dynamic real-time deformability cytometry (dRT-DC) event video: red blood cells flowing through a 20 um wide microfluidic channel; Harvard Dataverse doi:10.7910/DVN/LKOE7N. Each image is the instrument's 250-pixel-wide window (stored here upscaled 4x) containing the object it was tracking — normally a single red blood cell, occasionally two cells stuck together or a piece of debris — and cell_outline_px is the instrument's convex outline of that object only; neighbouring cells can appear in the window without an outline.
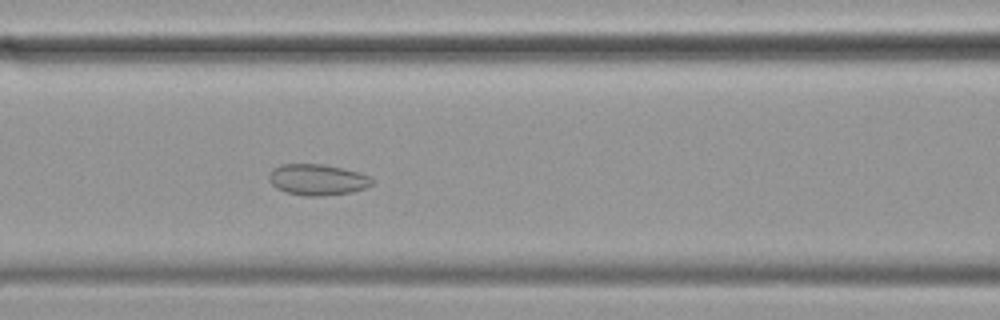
{"species": "common noctule bat (a hibernating species)", "species_latin": "Nyctalus noctula", "temperature_condition": "cold", "stored_images_in_passage": 58, "camera_frame_rate_fps": 3000, "um_per_image_px": 0.085, "animal": {"sex": "female", "body_mass_g": 19.9}, "frame": {"image": 1, "passage_image": 24, "time_ms": 7.667, "image_size_px": [1000, 320], "cell_outline_px": [[376, 180], [372, 184], [364, 188], [352, 192], [320, 196], [304, 196], [288, 192], [276, 188], [268, 180], [268, 176], [272, 168], [280, 164], [320, 164], [344, 168], [360, 172], [372, 176]], "centroid_in_image_um": [27.0, 15.26], "position_along_channel_um": 139.6, "area_um2": 18.9}}
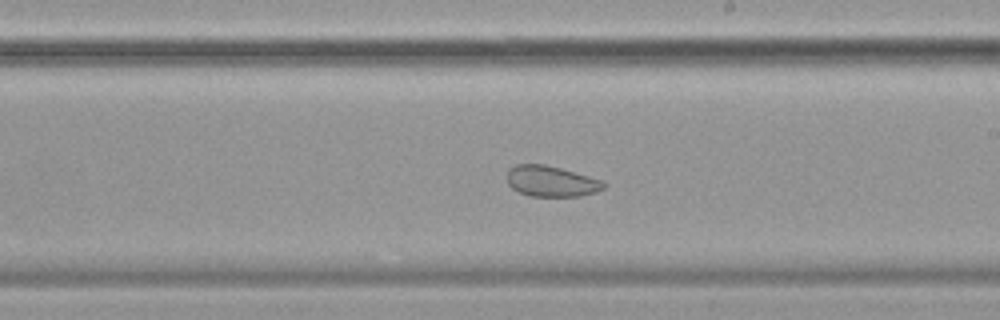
{"frame": {"image": 2, "passage_image": 33, "time_ms": 10.667, "image_size_px": [1000, 320], "cell_outline_px": [[608, 184], [604, 188], [596, 192], [580, 196], [532, 196], [520, 192], [512, 188], [508, 184], [508, 168], [516, 164], [544, 164], [560, 168], [588, 176], [600, 180]], "centroid_in_image_um": [46.85, 15.4], "position_along_channel_um": 242.1, "area_um2": 17.22}}
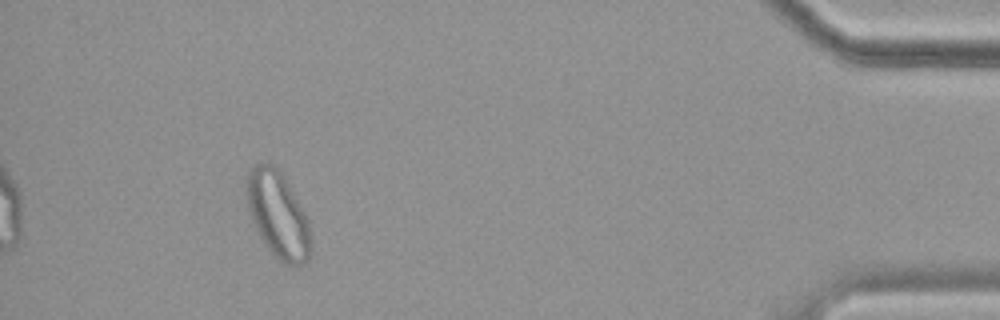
{"frame": {"image": 3, "passage_image": 53, "time_ms": 17.333, "image_size_px": [1000, 320], "cell_outline_px": [[312, 252], [308, 260], [304, 264], [284, 264], [268, 248], [260, 236], [252, 220], [248, 204], [248, 172], [256, 164], [272, 164], [280, 172], [304, 212], [308, 224], [312, 248]], "centroid_in_image_um": [23.65, 18.31], "position_along_channel_um": 411.5, "area_um2": 31.21}, "authors_computed_cell_mechanics": {"area_um2": 25.2297, "velocity_mm_per_s": 3.4328, "shape_relaxation_time_tau1_ms": null, "shape_relaxation_time_tau2_ms": 2.722, "deformation_change_tau1": null, "deformation_change_tau2": 0.0558}}